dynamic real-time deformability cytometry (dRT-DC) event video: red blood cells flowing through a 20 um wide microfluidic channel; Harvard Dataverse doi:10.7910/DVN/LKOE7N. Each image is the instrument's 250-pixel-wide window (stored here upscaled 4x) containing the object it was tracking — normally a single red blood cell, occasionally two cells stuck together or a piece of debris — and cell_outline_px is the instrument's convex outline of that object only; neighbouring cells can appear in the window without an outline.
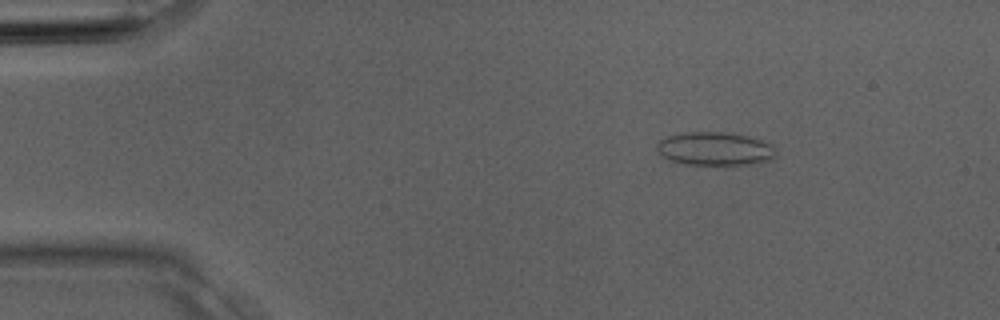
{"species": "Egyptian fruit bat (a non-hibernating species)", "species_latin": "Rousettus aegyptiacus", "temperature_condition": "room temperature", "stored_images_in_passage": 3, "camera_frame_rate_fps": 3000, "um_per_image_px": 0.085, "animal": {"sex": "male"}, "frame": {"image": 1, "passage_image": 2, "time_ms": 0.333, "image_size_px": [1000, 320], "cell_outline_px": [[776, 156], [772, 160], [752, 164], [724, 168], [680, 164], [664, 156], [656, 148], [656, 144], [660, 140], [668, 136], [680, 132], [732, 132], [748, 136], [772, 144], [776, 152]], "centroid_in_image_um": [60.81, 12.69], "position_along_channel_um": 24.2, "area_um2": 24.28}}